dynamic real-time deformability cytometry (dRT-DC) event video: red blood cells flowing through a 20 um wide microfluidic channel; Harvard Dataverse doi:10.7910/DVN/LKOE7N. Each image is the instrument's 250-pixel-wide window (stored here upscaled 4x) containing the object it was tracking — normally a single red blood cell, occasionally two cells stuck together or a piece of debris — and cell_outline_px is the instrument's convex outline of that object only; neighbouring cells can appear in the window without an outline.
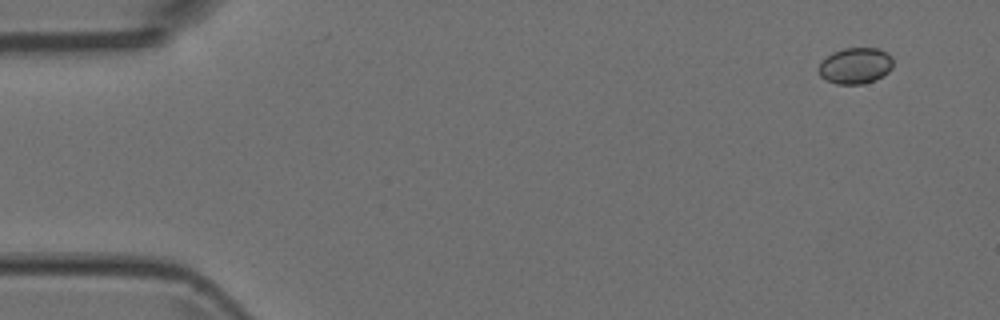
{"species": "Egyptian fruit bat (a non-hibernating species)", "species_latin": "Rousettus aegyptiacus", "temperature_condition": "room temperature", "stored_images_in_passage": 7, "camera_frame_rate_fps": 3000, "um_per_image_px": 0.085, "animal": {"sex": "female"}, "frame": {"image": 1, "passage_image": 1, "time_ms": 0.0, "image_size_px": [1000, 320], "cell_outline_px": [[892, 68], [888, 72], [876, 80], [864, 84], [836, 84], [824, 80], [820, 76], [816, 68], [820, 60], [832, 52], [844, 48], [876, 48], [888, 52], [892, 56]], "centroid_in_image_um": [72.66, 5.59], "position_along_channel_um": 12.3, "area_um2": 16.13}}
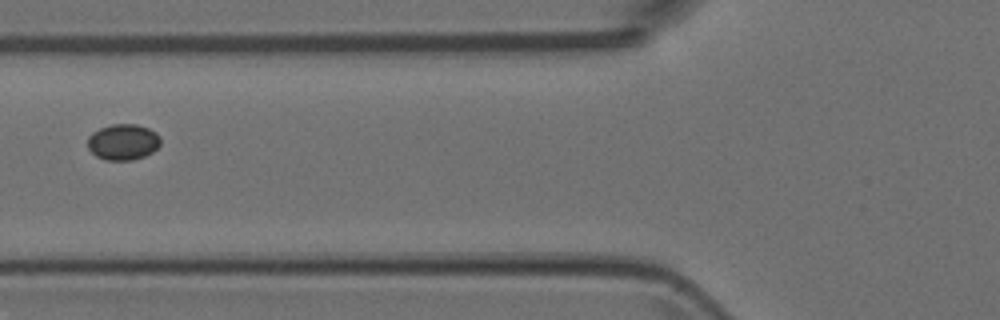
{"frame": {"image": 2, "passage_image": 6, "time_ms": 1.667, "image_size_px": [1000, 320], "cell_outline_px": [[160, 144], [152, 152], [144, 156], [132, 160], [104, 160], [96, 156], [88, 148], [88, 136], [92, 132], [100, 128], [112, 124], [136, 124], [148, 128], [156, 132], [160, 136]], "centroid_in_image_um": [10.45, 12.07], "position_along_channel_um": 115.3, "area_um2": 15.32}}
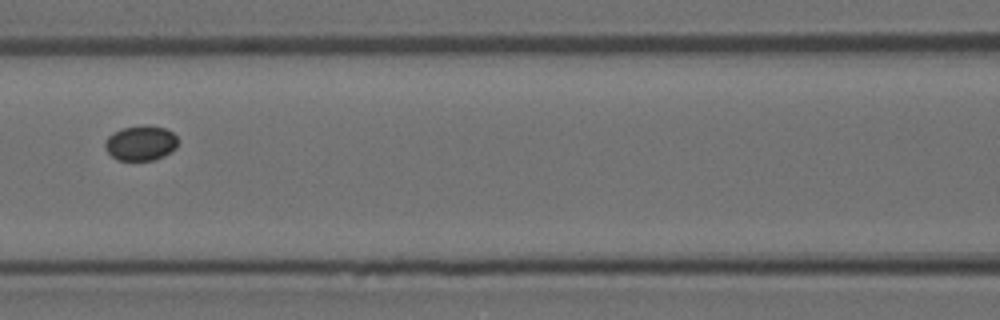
{"frame": {"image": 3, "passage_image": 7, "time_ms": 2.0, "image_size_px": [1000, 320], "cell_outline_px": [[176, 148], [164, 156], [152, 160], [116, 160], [108, 152], [104, 144], [104, 140], [112, 132], [120, 128], [144, 124], [148, 124], [164, 128], [172, 132], [176, 136]], "centroid_in_image_um": [11.93, 12.14], "position_along_channel_um": 154.7, "area_um2": 15.03}}